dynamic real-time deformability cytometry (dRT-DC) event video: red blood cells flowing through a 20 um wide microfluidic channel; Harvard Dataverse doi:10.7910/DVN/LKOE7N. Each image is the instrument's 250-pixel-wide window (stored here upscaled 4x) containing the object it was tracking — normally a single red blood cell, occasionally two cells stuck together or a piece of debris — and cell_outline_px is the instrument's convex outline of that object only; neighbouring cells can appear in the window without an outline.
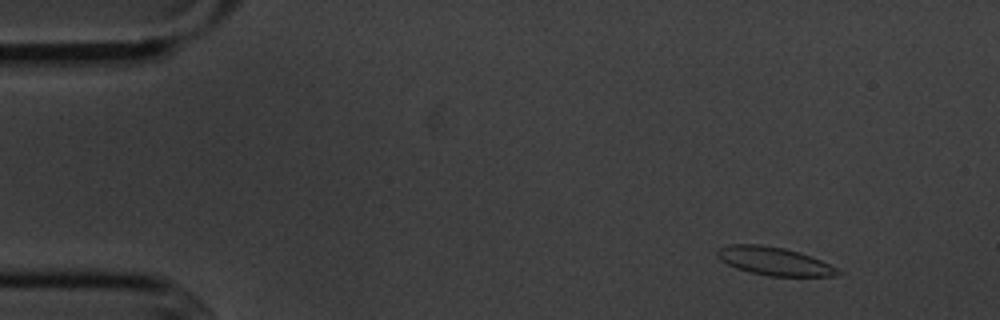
{"species": "common noctule bat (a hibernating species)", "species_latin": "Nyctalus noctula", "temperature_condition": "cold", "stored_images_in_passage": 5, "camera_frame_rate_fps": 3000, "um_per_image_px": 0.085, "animal": {"sex": "male", "body_mass_g": 20.1, "forearm_length_mm": 53.5}, "frame": {"image": 1, "passage_image": 2, "time_ms": 1.333, "image_size_px": [1000, 320], "cell_outline_px": [[844, 272], [832, 276], [768, 276], [736, 268], [720, 260], [716, 256], [716, 248], [732, 244], [760, 244], [784, 248], [800, 252], [820, 260]], "centroid_in_image_um": [65.77, 22.19], "position_along_channel_um": 19.2, "area_um2": 19.77}}